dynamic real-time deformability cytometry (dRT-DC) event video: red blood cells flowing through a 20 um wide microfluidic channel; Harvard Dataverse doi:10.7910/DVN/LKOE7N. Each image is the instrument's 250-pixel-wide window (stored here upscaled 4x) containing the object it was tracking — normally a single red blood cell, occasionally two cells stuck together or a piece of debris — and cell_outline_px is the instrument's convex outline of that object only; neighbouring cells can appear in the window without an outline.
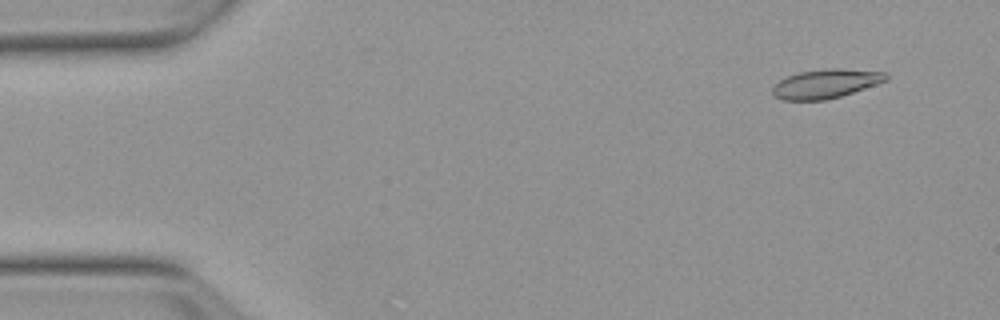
{"species": "Egyptian fruit bat (a non-hibernating species)", "species_latin": "Rousettus aegyptiacus", "temperature_condition": "warm", "stored_images_in_passage": 53, "camera_frame_rate_fps": 3000, "um_per_image_px": 0.085, "animal": {"sex": "female"}, "frame": {"image": 1, "passage_image": 4, "time_ms": 1.0, "image_size_px": [1000, 320], "cell_outline_px": [[888, 80], [840, 96], [824, 100], [780, 100], [772, 96], [772, 88], [780, 80], [788, 76], [800, 72], [828, 68], [840, 68], [888, 72]], "centroid_in_image_um": [70.18, 7.11], "position_along_channel_um": 14.8, "area_um2": 19.19}}
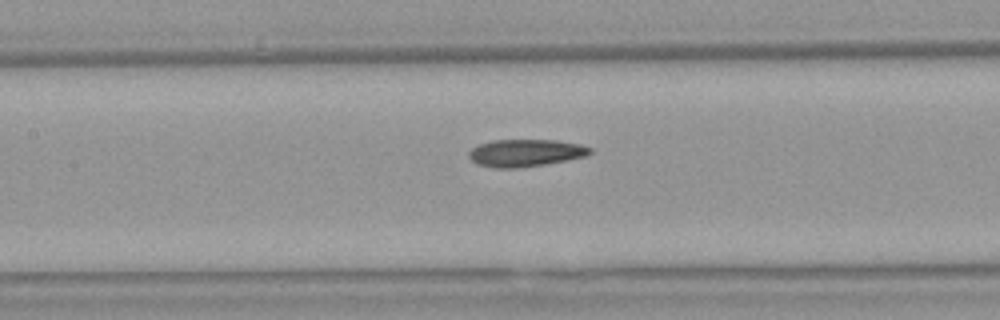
{"frame": {"image": 2, "passage_image": 24, "time_ms": 7.667, "image_size_px": [1000, 320], "cell_outline_px": [[592, 152], [584, 156], [568, 160], [520, 168], [496, 168], [476, 164], [468, 156], [468, 152], [472, 148], [480, 144], [492, 140], [556, 140], [580, 144], [592, 148]], "centroid_in_image_um": [44.65, 13.0], "position_along_channel_um": 162.7, "area_um2": 19.31}}
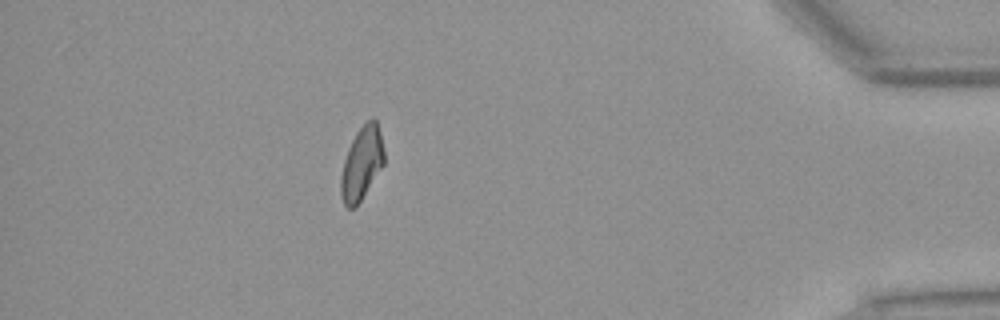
{"frame": {"image": 3, "passage_image": 47, "time_ms": 15.333, "image_size_px": [1000, 320], "cell_outline_px": [[384, 164], [356, 208], [348, 208], [344, 204], [340, 196], [340, 176], [344, 160], [348, 148], [356, 132], [372, 116], [376, 120], [380, 132], [384, 152]], "centroid_in_image_um": [30.73, 13.91], "position_along_channel_um": 404.5, "area_um2": 18.5}, "authors_computed_cell_mechanics": {"area_um2": 19.074, "velocity_mm_per_s": 3.8181, "shape_relaxation_time_tau1_ms": null, "shape_relaxation_time_tau2_ms": 4.6846, "deformation_change_tau1": null, "deformation_change_tau2": 0.1303}}